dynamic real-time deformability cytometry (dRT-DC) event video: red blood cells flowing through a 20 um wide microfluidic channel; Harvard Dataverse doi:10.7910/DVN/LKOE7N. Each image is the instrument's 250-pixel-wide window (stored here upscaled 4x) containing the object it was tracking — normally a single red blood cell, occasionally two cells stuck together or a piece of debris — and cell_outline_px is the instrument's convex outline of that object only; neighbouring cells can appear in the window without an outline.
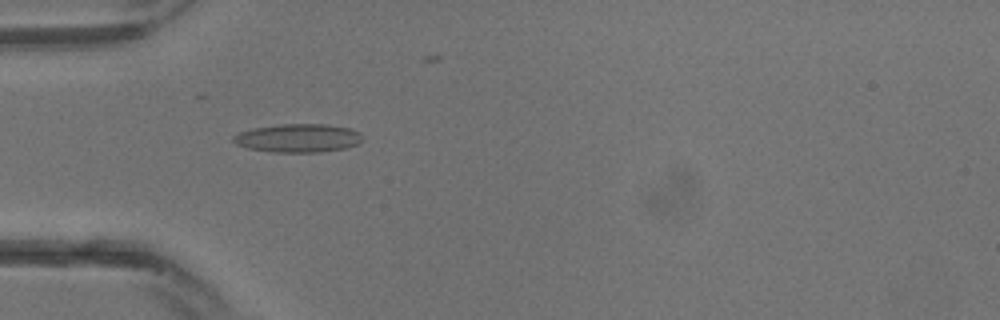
{"species": "common noctule bat (a hibernating species)", "species_latin": "Nyctalus noctula", "temperature_condition": "warm", "stored_images_in_passage": 19, "camera_frame_rate_fps": 3000, "um_per_image_px": 0.085, "animal": {"sex": "male", "body_mass_g": 13.3}, "frame": {"image": 1, "passage_image": 4, "time_ms": 1.0, "image_size_px": [1000, 320], "cell_outline_px": [[360, 140], [356, 144], [344, 148], [320, 152], [272, 152], [248, 148], [236, 144], [232, 140], [232, 136], [240, 132], [252, 128], [280, 124], [328, 124], [352, 128], [360, 132]], "centroid_in_image_um": [25.31, 11.73], "position_along_channel_um": 59.7, "area_um2": 21.39}}
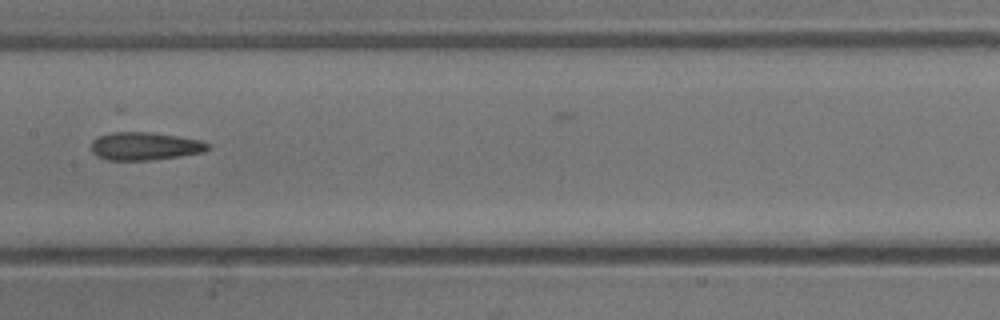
{"frame": {"image": 2, "passage_image": 10, "time_ms": 3.0, "image_size_px": [1000, 320], "cell_outline_px": [[212, 148], [204, 152], [180, 156], [152, 160], [108, 160], [96, 156], [92, 152], [92, 140], [100, 136], [112, 132], [148, 132], [204, 140], [212, 144]], "centroid_in_image_um": [12.38, 12.43], "position_along_channel_um": 195.0, "area_um2": 19.19}}
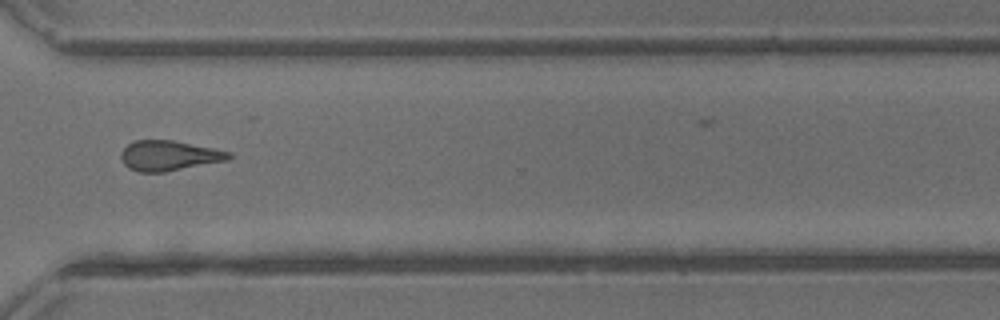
{"frame": {"image": 3, "passage_image": 17, "time_ms": 5.333, "image_size_px": [1000, 320], "cell_outline_px": [[232, 156], [228, 160], [164, 172], [140, 172], [128, 168], [124, 164], [120, 156], [120, 152], [128, 144], [136, 140], [172, 140], [232, 152]], "centroid_in_image_um": [14.35, 13.23], "position_along_channel_um": 356.3, "area_um2": 18.84}}